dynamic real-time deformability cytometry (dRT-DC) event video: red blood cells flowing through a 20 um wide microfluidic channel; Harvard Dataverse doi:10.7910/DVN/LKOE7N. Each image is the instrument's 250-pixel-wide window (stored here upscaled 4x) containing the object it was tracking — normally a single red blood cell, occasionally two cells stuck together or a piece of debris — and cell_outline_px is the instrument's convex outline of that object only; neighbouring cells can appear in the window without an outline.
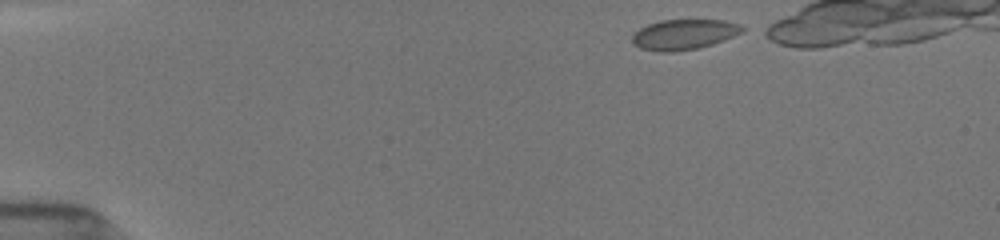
{"species": "common noctule bat (a hibernating species)", "species_latin": "Nyctalus noctula", "temperature_condition": "room temperature", "stored_images_in_passage": 35, "camera_frame_rate_fps": 3000, "um_per_image_px": 0.085, "animal": {"sex": "female", "body_mass_g": 19.5, "forearm_length_mm": 54.1}, "frame": {"image": 1, "passage_image": 2, "time_ms": 0.333, "image_size_px": [1000, 240], "cell_outline_px": [[748, 28], [744, 32], [724, 40], [712, 44], [696, 48], [672, 52], [660, 52], [640, 48], [632, 44], [632, 36], [640, 28], [648, 24], [660, 20], [724, 20], [740, 24]], "centroid_in_image_um": [58.17, 2.92], "position_along_channel_um": 26.8, "area_um2": 19.54}}
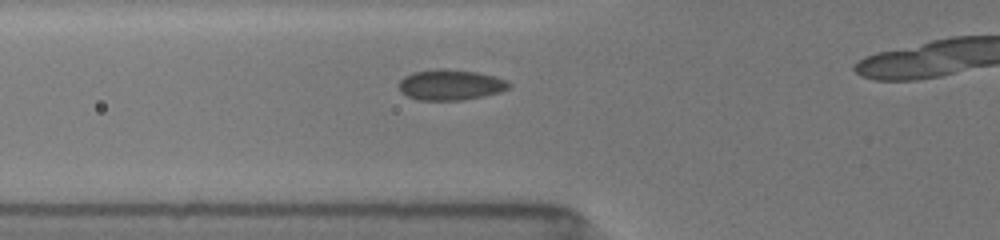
{"frame": {"image": 2, "passage_image": 24, "time_ms": 4.0, "image_size_px": [1000, 240], "cell_outline_px": [[512, 84], [508, 88], [500, 92], [484, 96], [460, 100], [420, 100], [408, 96], [400, 92], [396, 84], [404, 76], [412, 72], [436, 68], [444, 68], [476, 72], [508, 80]], "centroid_in_image_um": [38.25, 7.2], "position_along_channel_um": 87.6, "area_um2": 19.83}}
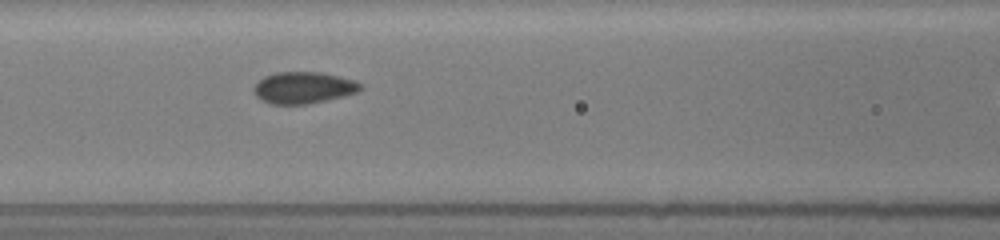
{"frame": {"image": 3, "passage_image": 34, "time_ms": 5.333, "image_size_px": [1000, 240], "cell_outline_px": [[364, 88], [356, 92], [344, 96], [328, 100], [308, 104], [268, 104], [260, 100], [256, 96], [252, 88], [264, 76], [276, 72], [320, 72], [340, 76], [356, 80], [364, 84]], "centroid_in_image_um": [25.82, 7.45], "position_along_channel_um": 140.8, "area_um2": 20.0}}